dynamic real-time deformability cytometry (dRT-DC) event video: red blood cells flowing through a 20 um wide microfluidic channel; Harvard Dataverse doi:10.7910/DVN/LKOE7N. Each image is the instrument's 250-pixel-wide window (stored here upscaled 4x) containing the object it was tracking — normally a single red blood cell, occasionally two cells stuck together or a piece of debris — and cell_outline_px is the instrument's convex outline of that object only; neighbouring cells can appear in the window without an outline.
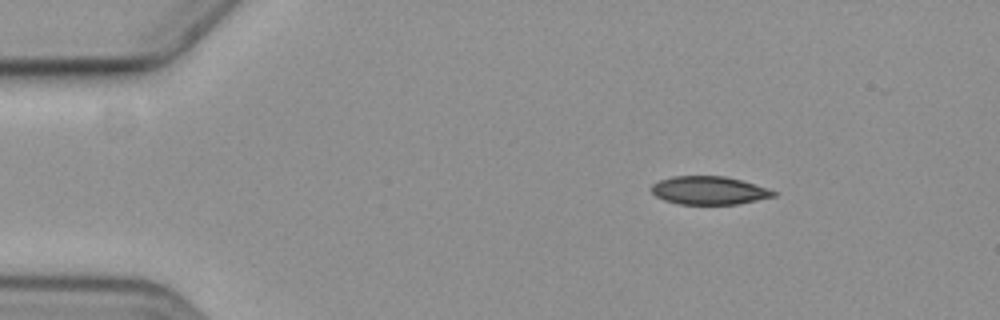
{"species": "common noctule bat (a hibernating species)", "species_latin": "Nyctalus noctula", "temperature_condition": "cold", "stored_images_in_passage": 10, "camera_frame_rate_fps": 3000, "um_per_image_px": 0.085, "animal": {"sex": "female", "body_mass_g": 19.3, "forearm_length_mm": 54.1}, "frame": {"image": 1, "passage_image": 2, "time_ms": 1.333, "image_size_px": [1000, 320], "cell_outline_px": [[776, 196], [736, 204], [680, 204], [664, 200], [656, 196], [652, 192], [652, 184], [660, 180], [672, 176], [724, 176], [740, 180], [776, 192]], "centroid_in_image_um": [60.22, 16.19], "position_along_channel_um": 24.8, "area_um2": 19.71}}
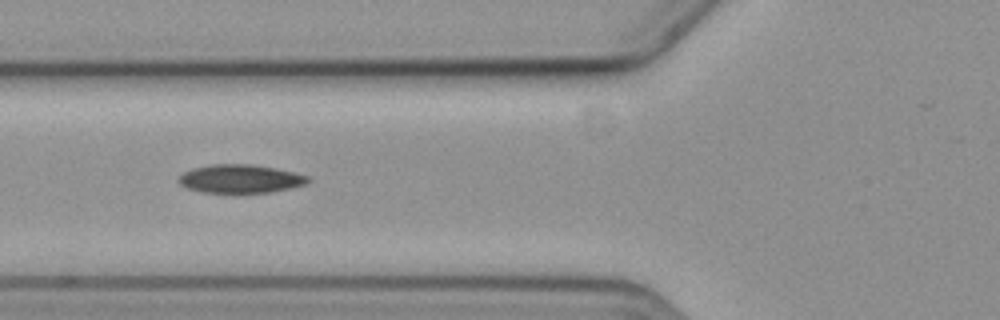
{"frame": {"image": 2, "passage_image": 5, "time_ms": 5.667, "image_size_px": [1000, 320], "cell_outline_px": [[312, 180], [304, 184], [292, 188], [272, 192], [236, 196], [200, 192], [188, 188], [180, 184], [176, 180], [184, 172], [192, 168], [212, 164], [252, 164], [276, 168], [308, 176]], "centroid_in_image_um": [20.41, 15.25], "position_along_channel_um": 105.4, "area_um2": 22.43}}
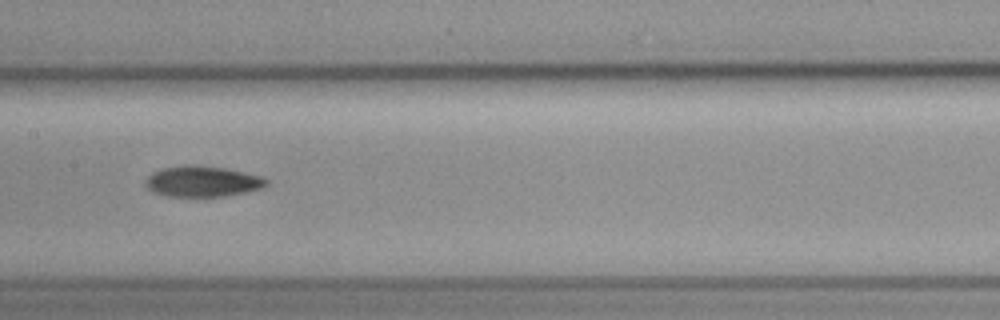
{"frame": {"image": 3, "passage_image": 7, "time_ms": 8.0, "image_size_px": [1000, 320], "cell_outline_px": [[268, 184], [264, 188], [224, 196], [168, 196], [152, 192], [144, 184], [148, 176], [152, 172], [164, 168], [184, 164], [192, 164], [228, 168], [260, 176], [268, 180]], "centroid_in_image_um": [17.2, 15.4], "position_along_channel_um": 190.2, "area_um2": 21.79}}